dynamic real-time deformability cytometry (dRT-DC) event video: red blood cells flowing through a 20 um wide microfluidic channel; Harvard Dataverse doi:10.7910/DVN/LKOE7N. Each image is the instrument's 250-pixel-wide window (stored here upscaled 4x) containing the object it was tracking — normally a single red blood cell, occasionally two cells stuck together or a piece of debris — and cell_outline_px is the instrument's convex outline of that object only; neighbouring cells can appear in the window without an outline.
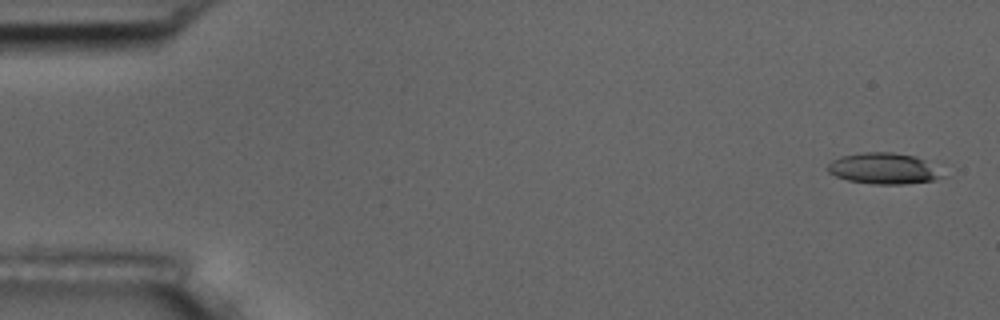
{"species": "common noctule bat (a hibernating species)", "species_latin": "Nyctalus noctula", "temperature_condition": "room temperature", "stored_images_in_passage": 6, "segment_of_instrument_passage": [1, 2], "camera_frame_rate_fps": 3000, "um_per_image_px": 0.085, "animal": {"sex": "male", "body_mass_g": 17.5, "forearm_length_mm": 52.3}, "frame": {"image": 1, "passage_image": 1, "time_ms": 0.0, "image_size_px": [1000, 320], "cell_outline_px": [[948, 176], [932, 180], [904, 184], [872, 184], [848, 180], [836, 176], [828, 172], [828, 164], [832, 160], [840, 156], [860, 152], [892, 152], [916, 156], [924, 160]], "centroid_in_image_um": [75.1, 14.32], "position_along_channel_um": 9.9, "area_um2": 20.81}}
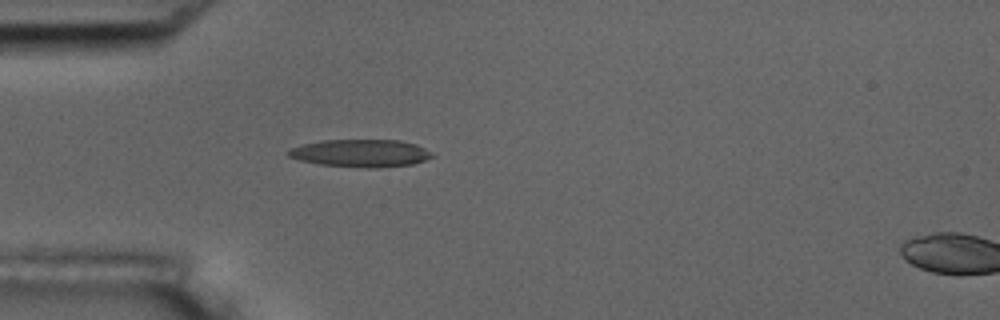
{"frame": {"image": 2, "passage_image": 5, "time_ms": 4.667, "image_size_px": [1000, 320], "cell_outline_px": [[436, 156], [412, 164], [376, 168], [368, 168], [320, 164], [300, 160], [288, 156], [288, 152], [292, 148], [304, 144], [324, 140], [400, 140], [416, 144], [432, 152]], "centroid_in_image_um": [30.72, 13.02], "position_along_channel_um": 54.3, "area_um2": 22.95}}